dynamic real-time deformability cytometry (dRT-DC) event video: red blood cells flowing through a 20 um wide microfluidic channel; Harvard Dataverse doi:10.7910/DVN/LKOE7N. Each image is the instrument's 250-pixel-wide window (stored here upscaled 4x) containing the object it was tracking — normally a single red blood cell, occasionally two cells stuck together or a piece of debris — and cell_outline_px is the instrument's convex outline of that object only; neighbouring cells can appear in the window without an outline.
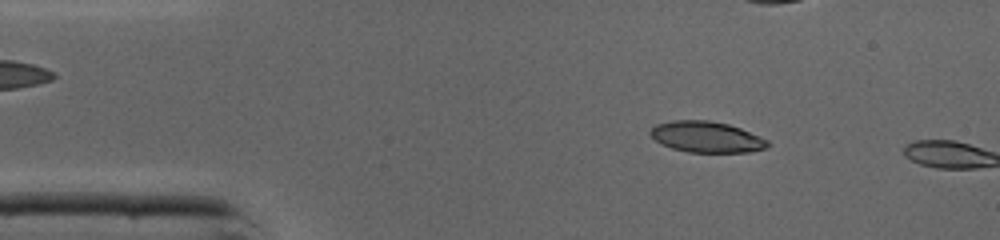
{"species": "common noctule bat (a hibernating species)", "species_latin": "Nyctalus noctula", "temperature_condition": "cold", "stored_images_in_passage": 7, "camera_frame_rate_fps": 3000, "um_per_image_px": 0.085, "animal": {"sex": "male", "body_mass_g": 19.0, "forearm_length_mm": 50.8}, "frame": {"image": 1, "passage_image": 6, "time_ms": 1.667, "image_size_px": [1000, 240], "cell_outline_px": [[772, 144], [768, 148], [748, 152], [688, 152], [672, 148], [656, 140], [648, 132], [656, 124], [672, 120], [708, 120], [728, 124], [740, 128], [768, 140]], "centroid_in_image_um": [60.08, 11.64], "position_along_channel_um": 24.9, "area_um2": 21.15}}